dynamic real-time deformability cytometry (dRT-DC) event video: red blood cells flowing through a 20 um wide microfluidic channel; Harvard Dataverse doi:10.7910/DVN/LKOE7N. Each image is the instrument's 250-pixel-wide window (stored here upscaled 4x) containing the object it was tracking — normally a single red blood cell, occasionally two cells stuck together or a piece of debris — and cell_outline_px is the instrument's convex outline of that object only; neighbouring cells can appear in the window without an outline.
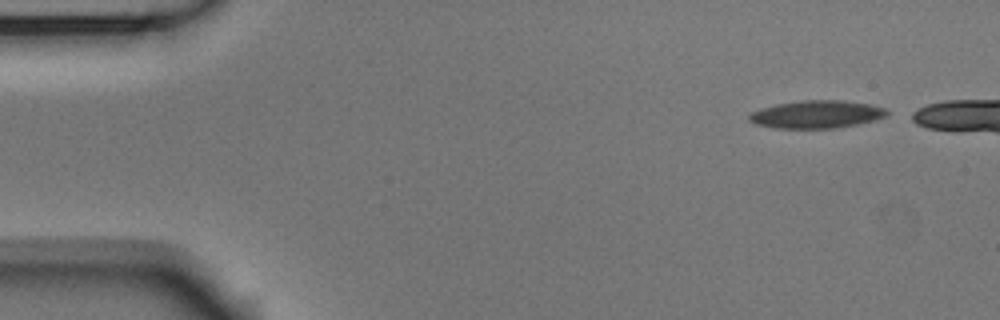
{"species": "Egyptian fruit bat (a non-hibernating species)", "species_latin": "Rousettus aegyptiacus", "temperature_condition": "room temperature", "stored_images_in_passage": 5, "camera_frame_rate_fps": 3000, "um_per_image_px": 0.085, "animal": {"sex": "male"}, "frame": {"image": 1, "passage_image": 1, "time_ms": 0.0, "image_size_px": [1000, 320], "cell_outline_px": [[888, 116], [876, 120], [856, 124], [832, 128], [776, 128], [756, 124], [748, 120], [748, 116], [752, 112], [760, 108], [776, 104], [800, 100], [844, 100], [872, 104], [884, 108], [888, 112]], "centroid_in_image_um": [69.42, 9.71], "position_along_channel_um": 15.6, "area_um2": 22.37}}